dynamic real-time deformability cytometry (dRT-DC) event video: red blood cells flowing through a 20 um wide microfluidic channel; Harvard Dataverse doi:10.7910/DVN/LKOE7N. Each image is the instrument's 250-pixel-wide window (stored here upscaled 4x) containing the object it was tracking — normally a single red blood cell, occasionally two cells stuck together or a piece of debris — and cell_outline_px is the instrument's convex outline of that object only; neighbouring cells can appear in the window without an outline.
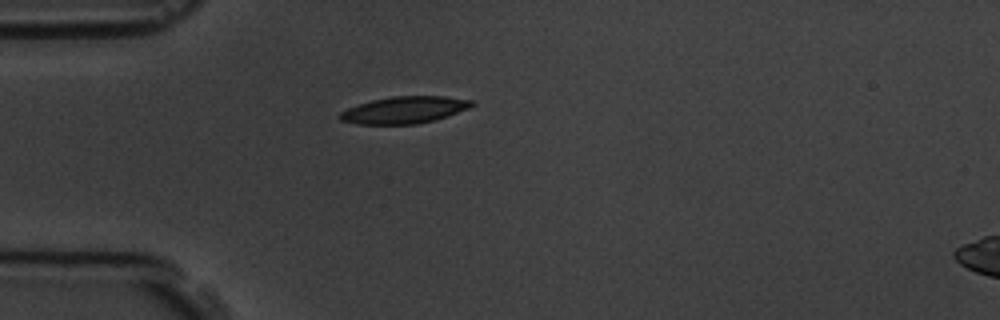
{"species": "common noctule bat (a hibernating species)", "species_latin": "Nyctalus noctula", "temperature_condition": "room temperature", "stored_images_in_passage": 5, "camera_frame_rate_fps": 3000, "um_per_image_px": 0.085, "animal": {"sex": "male", "body_mass_g": 19.5, "forearm_length_mm": 54.6}, "frame": {"image": 1, "passage_image": 5, "time_ms": 5.333, "image_size_px": [1000, 320], "cell_outline_px": [[476, 104], [468, 108], [436, 120], [416, 124], [356, 124], [340, 120], [336, 116], [340, 112], [348, 108], [372, 100], [392, 96], [444, 96], [472, 100]], "centroid_in_image_um": [34.35, 9.35], "position_along_channel_um": 50.6, "area_um2": 20.69}}